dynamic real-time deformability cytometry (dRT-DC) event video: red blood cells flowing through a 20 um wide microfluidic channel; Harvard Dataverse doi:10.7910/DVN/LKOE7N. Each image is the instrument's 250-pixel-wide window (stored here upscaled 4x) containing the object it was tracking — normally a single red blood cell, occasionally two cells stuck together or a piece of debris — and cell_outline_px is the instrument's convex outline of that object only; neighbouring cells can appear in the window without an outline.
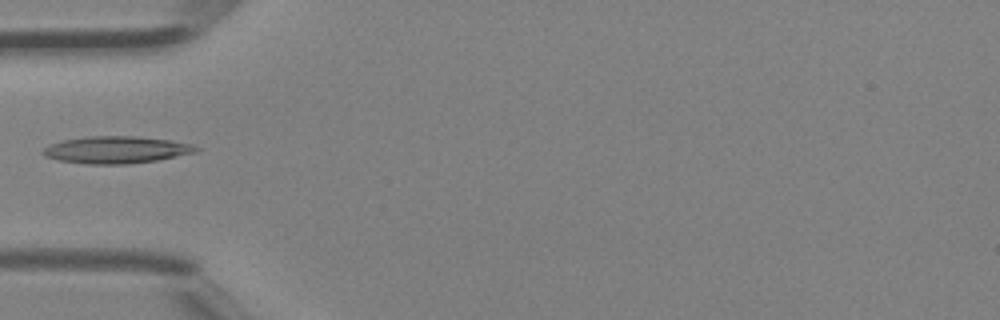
{"species": "Egyptian fruit bat (a non-hibernating species)", "species_latin": "Rousettus aegyptiacus", "temperature_condition": "room temperature", "stored_images_in_passage": 1, "camera_frame_rate_fps": 3000, "um_per_image_px": 0.085, "animal": {"sex": "female"}, "frame": {"image": 1, "passage_image": 1, "time_ms": 0.0, "image_size_px": [1000, 320], "cell_outline_px": [[200, 148], [196, 152], [156, 160], [124, 164], [88, 164], [60, 160], [44, 156], [40, 152], [44, 148], [52, 144], [64, 140], [84, 136], [136, 136], [172, 140], [192, 144]], "centroid_in_image_um": [9.89, 12.72], "position_along_channel_um": 75.1, "area_um2": 24.04}}